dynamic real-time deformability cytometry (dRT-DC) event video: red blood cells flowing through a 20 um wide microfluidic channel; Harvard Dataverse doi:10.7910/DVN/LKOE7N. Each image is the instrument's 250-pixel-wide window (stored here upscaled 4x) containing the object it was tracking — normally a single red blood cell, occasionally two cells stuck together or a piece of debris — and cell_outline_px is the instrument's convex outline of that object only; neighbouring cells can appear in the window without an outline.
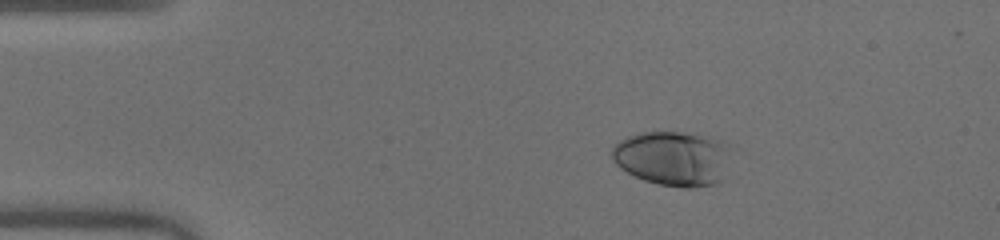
{"species": "human", "species_latin": "Homo sapiens", "temperature_condition": "warm", "stored_images_in_passage": 44, "camera_frame_rate_fps": 3000, "um_per_image_px": 0.085, "donor": {"sex": "male"}, "frame": {"image": 1, "passage_image": 2, "time_ms": 0.333, "image_size_px": [1000, 240], "cell_outline_px": [[732, 144], [724, 180], [720, 184], [692, 188], [680, 188], [660, 184], [644, 180], [620, 168], [612, 160], [612, 148], [620, 140], [628, 136], [640, 132], [680, 132], [724, 140]], "centroid_in_image_um": [57.27, 13.47], "position_along_channel_um": 27.7, "area_um2": 38.61}}
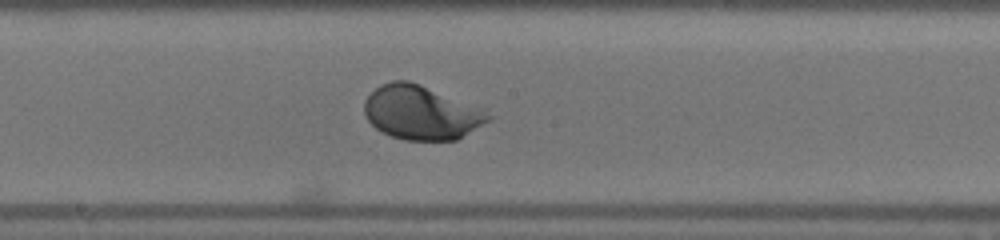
{"frame": {"image": 2, "passage_image": 21, "time_ms": 6.667, "image_size_px": [1000, 240], "cell_outline_px": [[492, 120], [456, 140], [404, 140], [380, 132], [364, 116], [364, 100], [380, 84], [392, 80], [408, 80], [420, 84], [492, 116]], "centroid_in_image_um": [35.71, 9.59], "position_along_channel_um": 212.5, "area_um2": 38.21}}
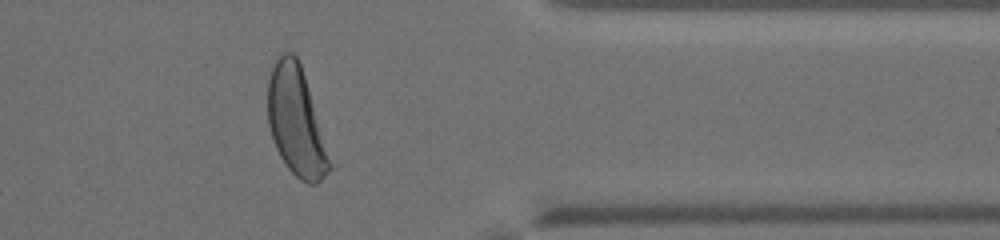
{"frame": {"image": 3, "passage_image": 35, "time_ms": 11.333, "image_size_px": [1000, 240], "cell_outline_px": [[332, 168], [316, 184], [308, 184], [300, 180], [288, 168], [280, 156], [276, 148], [268, 124], [268, 80], [276, 56], [284, 52], [292, 52], [296, 56], [300, 64], [304, 76], [332, 164]], "centroid_in_image_um": [25.15, 10.33], "position_along_channel_um": 386.3, "area_um2": 38.55}, "authors_computed_cell_mechanics": {"area_um2": 38.2347, "velocity_mm_per_s": 4.0166, "shape_relaxation_time_tau1_ms": 2.2853, "shape_relaxation_time_tau2_ms": null, "deformation_change_tau1": 0.1761, "deformation_change_tau2": null}}